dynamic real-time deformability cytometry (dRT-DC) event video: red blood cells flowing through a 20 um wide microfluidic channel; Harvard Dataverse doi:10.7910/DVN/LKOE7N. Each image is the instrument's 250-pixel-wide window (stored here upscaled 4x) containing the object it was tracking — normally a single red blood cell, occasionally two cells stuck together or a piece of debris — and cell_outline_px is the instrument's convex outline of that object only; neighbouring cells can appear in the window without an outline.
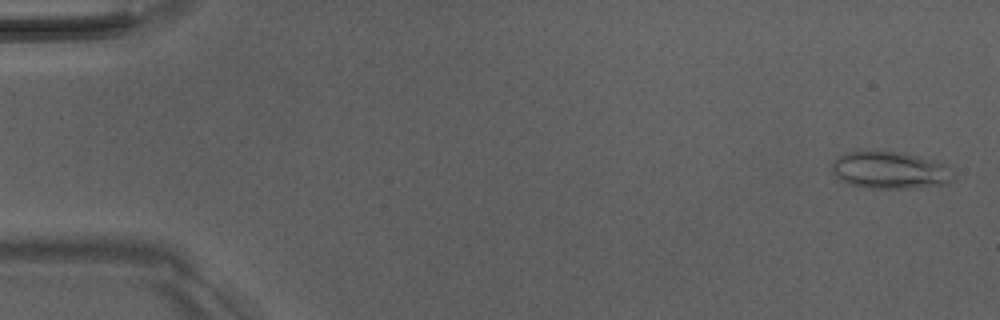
{"species": "Egyptian fruit bat (a non-hibernating species)", "species_latin": "Rousettus aegyptiacus", "temperature_condition": "room temperature", "stored_images_in_passage": 4, "camera_frame_rate_fps": 3000, "um_per_image_px": 0.085, "animal": {"sex": "male"}, "frame": {"image": 1, "passage_image": 1, "time_ms": 0.0, "image_size_px": [1000, 320], "cell_outline_px": [[952, 180], [948, 184], [916, 188], [868, 188], [848, 184], [836, 176], [832, 172], [832, 164], [840, 156], [848, 152], [900, 152], [936, 160], [940, 164]], "centroid_in_image_um": [75.58, 14.49], "position_along_channel_um": 9.4, "area_um2": 25.55}}